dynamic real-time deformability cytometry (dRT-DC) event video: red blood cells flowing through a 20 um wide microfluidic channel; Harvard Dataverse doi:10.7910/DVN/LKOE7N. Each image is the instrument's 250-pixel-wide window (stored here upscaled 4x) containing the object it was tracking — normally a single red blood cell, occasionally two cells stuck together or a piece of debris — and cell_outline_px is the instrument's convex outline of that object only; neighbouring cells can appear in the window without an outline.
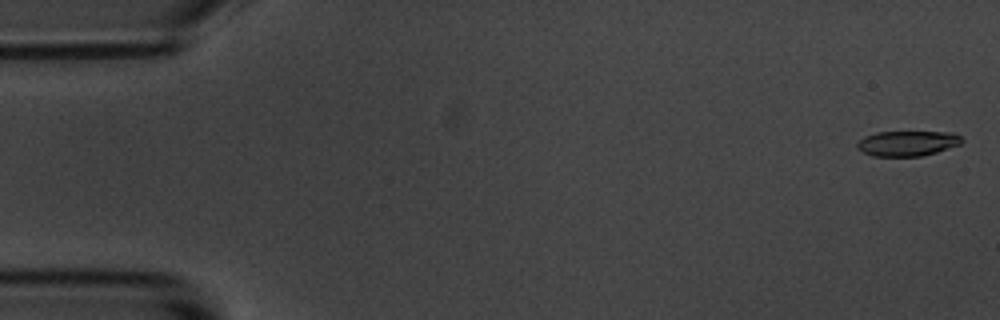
{"species": "common noctule bat (a hibernating species)", "species_latin": "Nyctalus noctula", "temperature_condition": "room temperature", "stored_images_in_passage": 55, "camera_frame_rate_fps": 3000, "um_per_image_px": 0.085, "animal": {"sex": "male", "body_mass_g": 20.1, "forearm_length_mm": 53.5}, "frame": {"image": 1, "passage_image": 1, "time_ms": 0.0, "image_size_px": [1000, 320], "cell_outline_px": [[964, 140], [960, 144], [936, 152], [920, 156], [872, 156], [856, 148], [856, 144], [864, 136], [876, 132], [952, 132], [960, 136]], "centroid_in_image_um": [77.11, 12.18], "position_along_channel_um": 7.9, "area_um2": 15.32}}
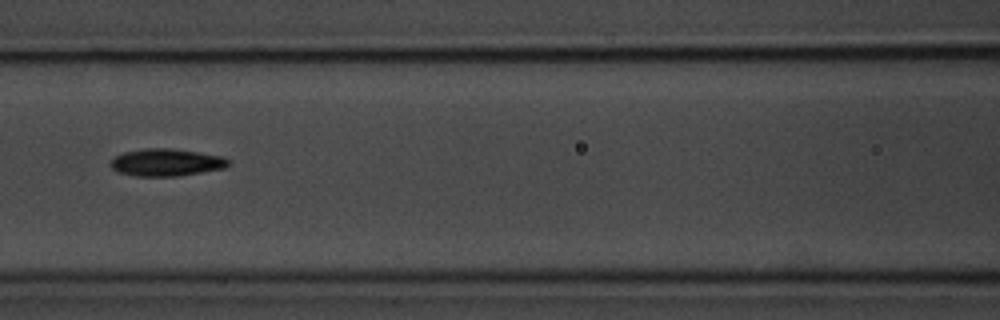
{"frame": {"image": 2, "passage_image": 24, "time_ms": 7.667, "image_size_px": [1000, 320], "cell_outline_px": [[228, 164], [224, 168], [180, 176], [136, 176], [116, 172], [108, 164], [116, 156], [124, 152], [148, 148], [172, 148], [220, 156], [228, 160]], "centroid_in_image_um": [14.08, 13.81], "position_along_channel_um": 152.5, "area_um2": 18.61}}
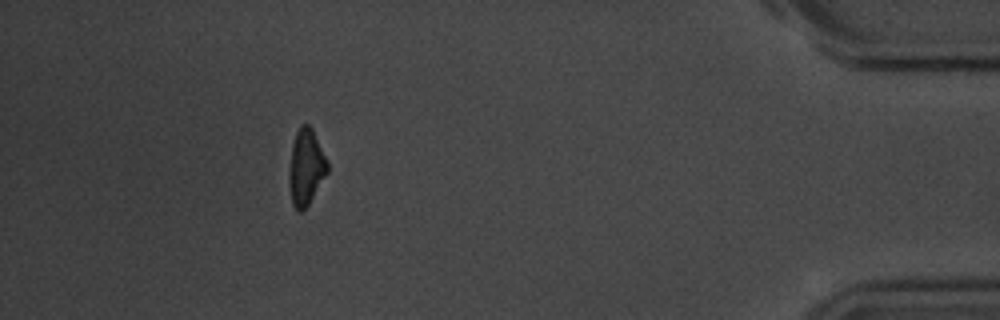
{"frame": {"image": 3, "passage_image": 50, "time_ms": 16.333, "image_size_px": [1000, 320], "cell_outline_px": [[328, 172], [308, 204], [300, 212], [296, 212], [292, 204], [288, 184], [288, 180], [292, 144], [296, 132], [300, 124], [308, 124], [312, 128], [328, 160]], "centroid_in_image_um": [26.0, 14.2], "position_along_channel_um": 409.2, "area_um2": 17.11}, "authors_computed_cell_mechanics": {"area_um2": 17.3978, "velocity_mm_per_s": 3.6143, "shape_relaxation_time_tau1_ms": 2.4942, "shape_relaxation_time_tau2_ms": null, "deformation_change_tau1": 0.1097, "deformation_change_tau2": null}}